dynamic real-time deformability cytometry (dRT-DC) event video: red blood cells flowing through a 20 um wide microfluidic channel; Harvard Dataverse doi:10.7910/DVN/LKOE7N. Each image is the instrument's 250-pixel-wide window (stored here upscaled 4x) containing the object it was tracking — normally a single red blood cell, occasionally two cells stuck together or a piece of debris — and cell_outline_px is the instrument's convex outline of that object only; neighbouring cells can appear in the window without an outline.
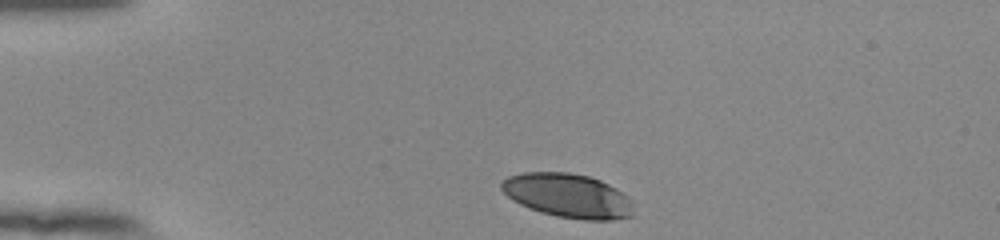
{"species": "human", "species_latin": "Homo sapiens", "temperature_condition": "room temperature", "stored_images_in_passage": 35, "camera_frame_rate_fps": 3000, "um_per_image_px": 0.085, "donor": {"sex": "female"}, "frame": {"image": 1, "passage_image": 1, "time_ms": 0.0, "image_size_px": [1000, 240], "cell_outline_px": [[636, 216], [612, 220], [584, 220], [556, 216], [540, 212], [528, 208], [512, 200], [500, 188], [500, 184], [508, 176], [524, 172], [568, 172], [588, 176], [600, 180], [616, 188], [628, 196], [632, 200]], "centroid_in_image_um": [48.31, 16.64], "position_along_channel_um": 36.7, "area_um2": 34.33}}
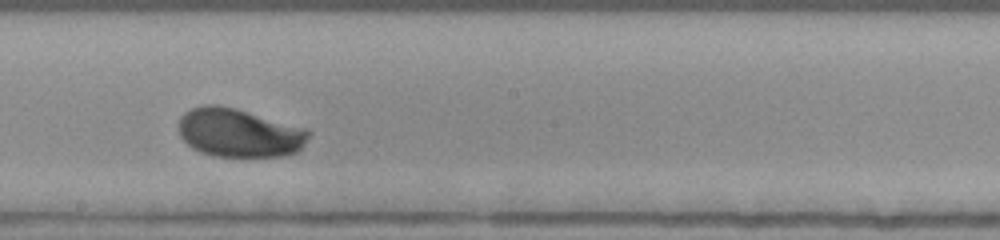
{"frame": {"image": 2, "passage_image": 20, "time_ms": 6.333, "image_size_px": [1000, 240], "cell_outline_px": [[312, 132], [304, 144], [296, 152], [284, 156], [212, 156], [200, 152], [192, 148], [180, 136], [180, 116], [184, 112], [192, 108], [204, 104], [216, 104], [236, 108], [308, 128]], "centroid_in_image_um": [20.34, 11.28], "position_along_channel_um": 227.9, "area_um2": 37.05}}
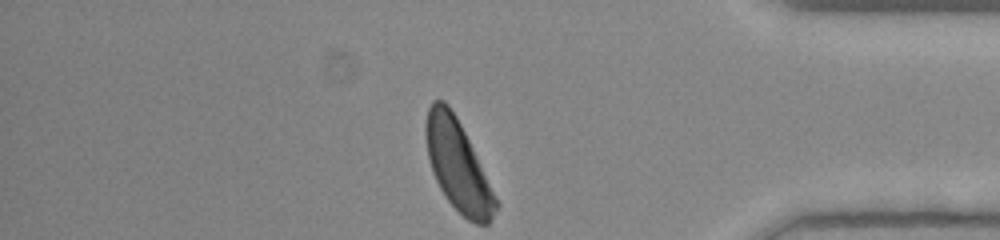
{"frame": {"image": 3, "passage_image": 35, "time_ms": 11.333, "image_size_px": [1000, 240], "cell_outline_px": [[500, 204], [488, 224], [476, 224], [468, 220], [448, 200], [440, 188], [432, 172], [428, 156], [424, 136], [424, 124], [428, 108], [432, 100], [444, 100], [448, 104], [456, 116]], "centroid_in_image_um": [38.89, 14.06], "position_along_channel_um": 396.3, "area_um2": 36.53}, "authors_computed_cell_mechanics": {"area_um2": 36.5296, "velocity_mm_per_s": 3.8313, "shape_relaxation_time_tau1_ms": 2.8438, "shape_relaxation_time_tau2_ms": null, "deformation_change_tau1": 0.1628, "deformation_change_tau2": null}}